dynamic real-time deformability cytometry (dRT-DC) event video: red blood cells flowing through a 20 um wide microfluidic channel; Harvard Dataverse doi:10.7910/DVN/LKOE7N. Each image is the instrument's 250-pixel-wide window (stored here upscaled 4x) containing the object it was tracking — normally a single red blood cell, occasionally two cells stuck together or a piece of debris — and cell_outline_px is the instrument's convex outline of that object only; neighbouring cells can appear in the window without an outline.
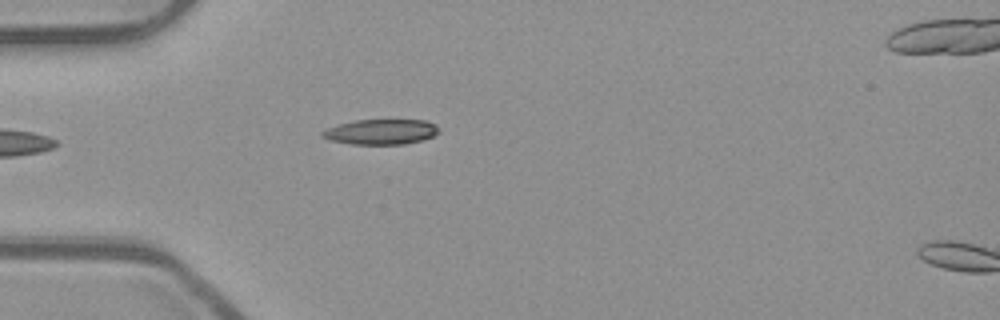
{"species": "common noctule bat (a hibernating species)", "species_latin": "Nyctalus noctula", "temperature_condition": "room temperature", "stored_images_in_passage": 3, "camera_frame_rate_fps": 3000, "um_per_image_px": 0.085, "animal": {"sex": "male", "body_mass_g": 23.1, "forearm_length_mm": 52.7}, "frame": {"image": 1, "passage_image": 1, "time_ms": 0.0, "image_size_px": [1000, 320], "cell_outline_px": [[440, 132], [432, 136], [420, 140], [404, 144], [352, 144], [332, 140], [320, 136], [320, 132], [328, 128], [340, 124], [356, 120], [424, 120], [436, 124]], "centroid_in_image_um": [32.39, 11.2], "position_along_channel_um": 52.6, "area_um2": 16.94}}